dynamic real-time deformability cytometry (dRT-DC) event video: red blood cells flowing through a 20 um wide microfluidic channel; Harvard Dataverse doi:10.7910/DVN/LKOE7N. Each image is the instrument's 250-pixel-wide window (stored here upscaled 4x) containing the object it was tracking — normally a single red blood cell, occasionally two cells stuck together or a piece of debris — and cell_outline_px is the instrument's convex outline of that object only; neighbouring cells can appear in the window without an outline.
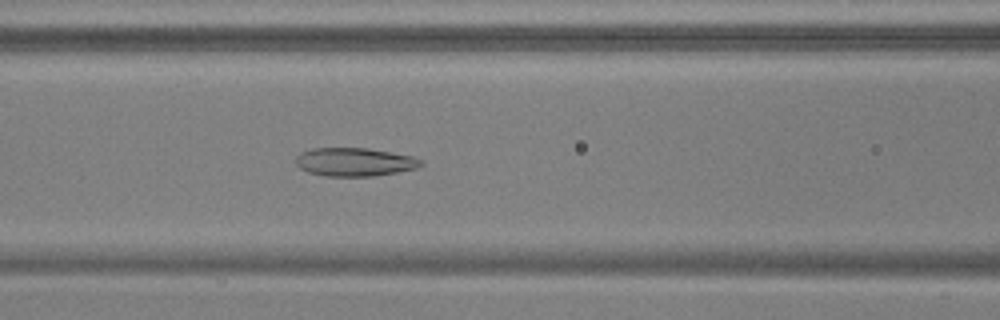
{"species": "common noctule bat (a hibernating species)", "species_latin": "Nyctalus noctula", "temperature_condition": "warm", "stored_images_in_passage": 43, "camera_frame_rate_fps": 3000, "um_per_image_px": 0.085, "animal": {"sex": "male", "body_mass_g": 17.9, "forearm_length_mm": 54.2}, "frame": {"image": 1, "passage_image": 12, "time_ms": 3.667, "image_size_px": [1000, 320], "cell_outline_px": [[424, 164], [416, 168], [376, 176], [324, 176], [308, 172], [300, 168], [296, 164], [296, 156], [300, 152], [312, 148], [368, 148], [412, 156], [424, 160]], "centroid_in_image_um": [30.14, 13.76], "position_along_channel_um": 136.5, "area_um2": 20.81}}
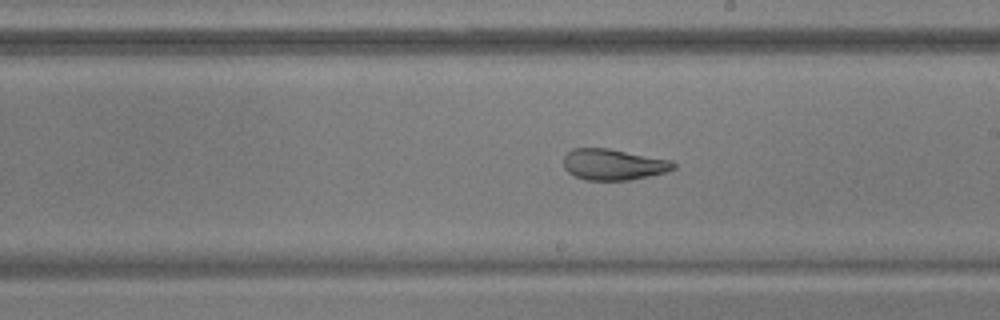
{"frame": {"image": 2, "passage_image": 20, "time_ms": 6.333, "image_size_px": [1000, 320], "cell_outline_px": [[676, 168], [668, 172], [632, 180], [588, 180], [576, 176], [568, 172], [564, 168], [564, 156], [572, 148], [608, 148], [672, 160], [676, 164]], "centroid_in_image_um": [52.18, 13.98], "position_along_channel_um": 236.8, "area_um2": 20.06}}
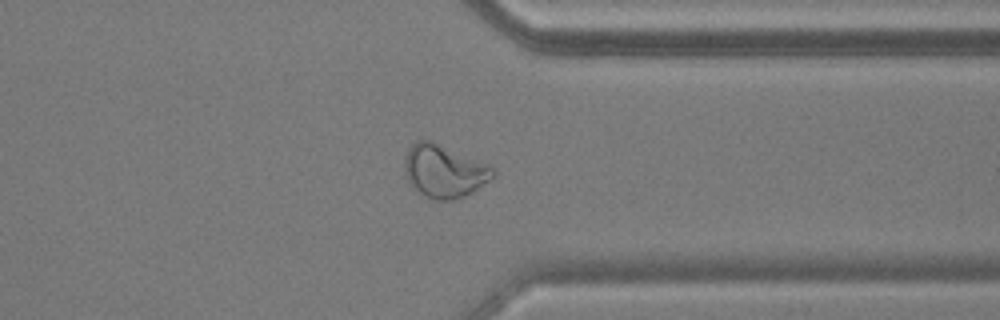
{"frame": {"image": 3, "passage_image": 31, "time_ms": 10.0, "image_size_px": [1000, 320], "cell_outline_px": [[496, 176], [472, 192], [456, 200], [436, 200], [424, 196], [408, 180], [404, 172], [404, 160], [408, 148], [416, 140], [428, 140], [488, 164], [496, 172]], "centroid_in_image_um": [37.75, 14.56], "position_along_channel_um": 373.7, "area_um2": 26.93}, "authors_computed_cell_mechanics": {"area_um2": 23.1778, "velocity_mm_per_s": 3.7716, "shape_relaxation_time_tau1_ms": null, "shape_relaxation_time_tau2_ms": 1.4773, "deformation_change_tau1": null, "deformation_change_tau2": 0.0687}}